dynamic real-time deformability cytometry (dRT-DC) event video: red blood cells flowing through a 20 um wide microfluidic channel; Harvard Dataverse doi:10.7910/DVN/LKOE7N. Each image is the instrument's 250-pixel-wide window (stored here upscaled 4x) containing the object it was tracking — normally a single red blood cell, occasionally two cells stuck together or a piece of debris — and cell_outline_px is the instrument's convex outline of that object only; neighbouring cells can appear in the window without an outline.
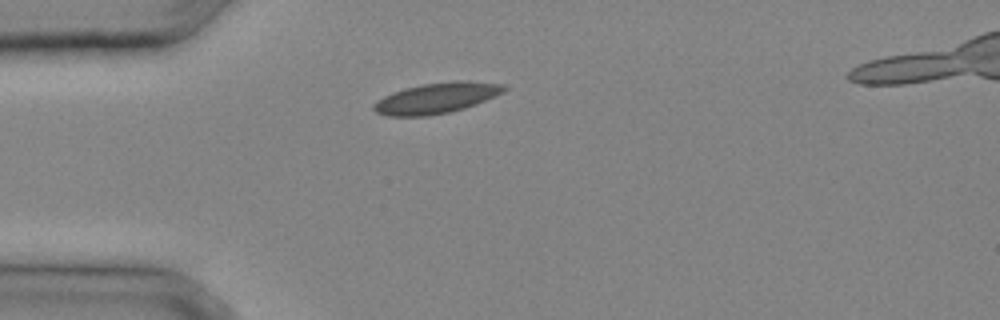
{"species": "common noctule bat (a hibernating species)", "species_latin": "Nyctalus noctula", "temperature_condition": "cold", "stored_images_in_passage": 20, "camera_frame_rate_fps": 3000, "um_per_image_px": 0.085, "animal": {"sex": "male", "body_mass_g": 20.4}, "frame": {"image": 1, "passage_image": 1, "time_ms": 0.0, "image_size_px": [1000, 320], "cell_outline_px": [[508, 88], [504, 92], [476, 104], [464, 108], [448, 112], [428, 116], [388, 116], [376, 112], [372, 108], [372, 104], [376, 100], [384, 96], [408, 88], [424, 84], [456, 80], [464, 80], [504, 84]], "centroid_in_image_um": [37.12, 8.34], "position_along_channel_um": 47.9, "area_um2": 23.12}}
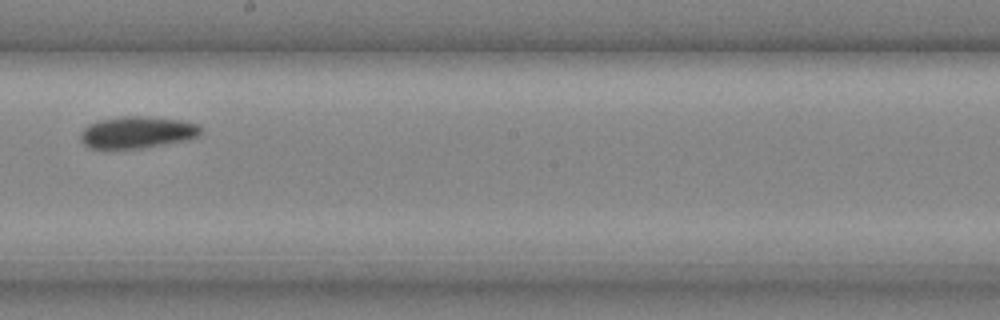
{"frame": {"image": 2, "passage_image": 11, "time_ms": 3.333, "image_size_px": [1000, 320], "cell_outline_px": [[200, 136], [192, 140], [144, 148], [108, 152], [104, 152], [88, 148], [80, 140], [80, 132], [88, 124], [100, 120], [124, 116], [144, 116], [180, 120], [200, 124]], "centroid_in_image_um": [11.62, 11.31], "position_along_channel_um": 236.6, "area_um2": 23.47}}
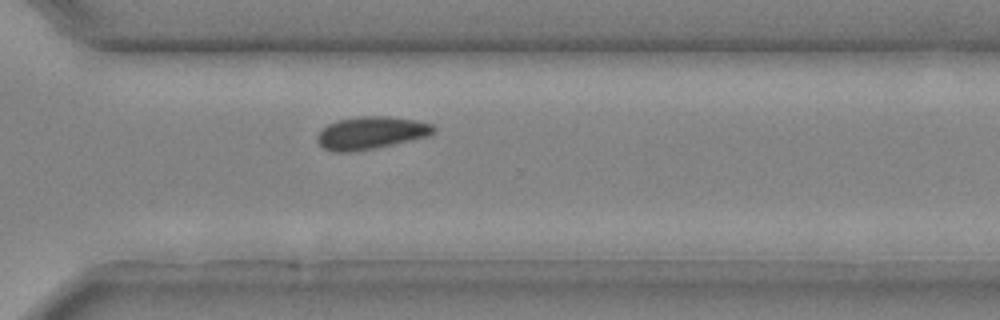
{"frame": {"image": 3, "passage_image": 16, "time_ms": 5.0, "image_size_px": [1000, 320], "cell_outline_px": [[436, 132], [428, 136], [376, 148], [352, 152], [332, 152], [324, 148], [316, 140], [316, 136], [328, 124], [340, 120], [364, 116], [388, 116], [412, 120], [432, 124], [436, 128]], "centroid_in_image_um": [31.53, 11.31], "position_along_channel_um": 339.1, "area_um2": 21.91}}